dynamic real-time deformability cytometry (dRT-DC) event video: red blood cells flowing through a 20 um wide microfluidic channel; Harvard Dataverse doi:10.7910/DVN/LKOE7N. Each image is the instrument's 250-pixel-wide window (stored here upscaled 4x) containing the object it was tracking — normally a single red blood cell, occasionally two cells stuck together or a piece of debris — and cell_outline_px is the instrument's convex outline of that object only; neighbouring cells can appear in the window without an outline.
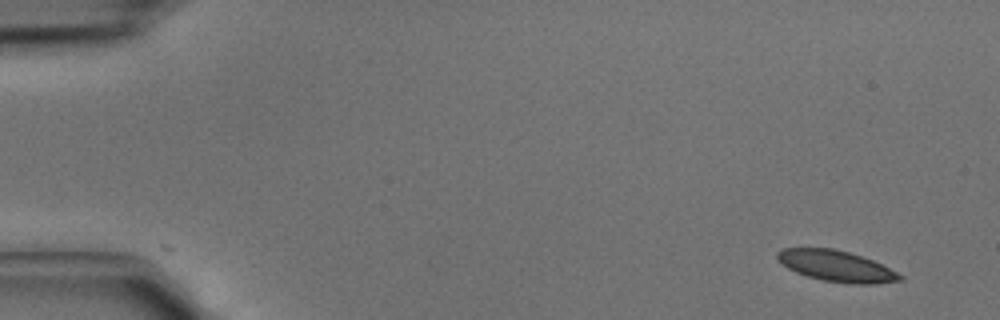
{"species": "common noctule bat (a hibernating species)", "species_latin": "Nyctalus noctula", "temperature_condition": "cold", "stored_images_in_passage": 5, "camera_frame_rate_fps": 3000, "um_per_image_px": 0.085, "animal": {"sex": "male", "body_mass_g": 15.6}, "frame": {"image": 1, "passage_image": 1, "time_ms": 0.0, "image_size_px": [1000, 320], "cell_outline_px": [[904, 280], [876, 284], [848, 284], [824, 280], [808, 276], [796, 272], [780, 264], [776, 256], [776, 252], [784, 248], [832, 248], [848, 252], [872, 260], [904, 276]], "centroid_in_image_um": [71.08, 22.62], "position_along_channel_um": 13.9, "area_um2": 22.08}}
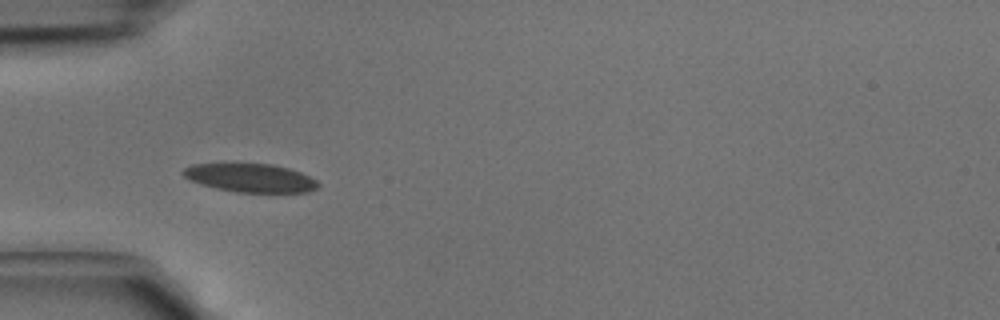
{"frame": {"image": 2, "passage_image": 4, "time_ms": 1.0, "image_size_px": [1000, 320], "cell_outline_px": [[320, 184], [316, 188], [308, 192], [236, 192], [216, 188], [200, 184], [184, 176], [180, 172], [184, 168], [192, 164], [236, 160], [272, 164], [288, 168], [300, 172], [316, 180]], "centroid_in_image_um": [21.2, 15.06], "position_along_channel_um": 63.8, "area_um2": 23.35}}